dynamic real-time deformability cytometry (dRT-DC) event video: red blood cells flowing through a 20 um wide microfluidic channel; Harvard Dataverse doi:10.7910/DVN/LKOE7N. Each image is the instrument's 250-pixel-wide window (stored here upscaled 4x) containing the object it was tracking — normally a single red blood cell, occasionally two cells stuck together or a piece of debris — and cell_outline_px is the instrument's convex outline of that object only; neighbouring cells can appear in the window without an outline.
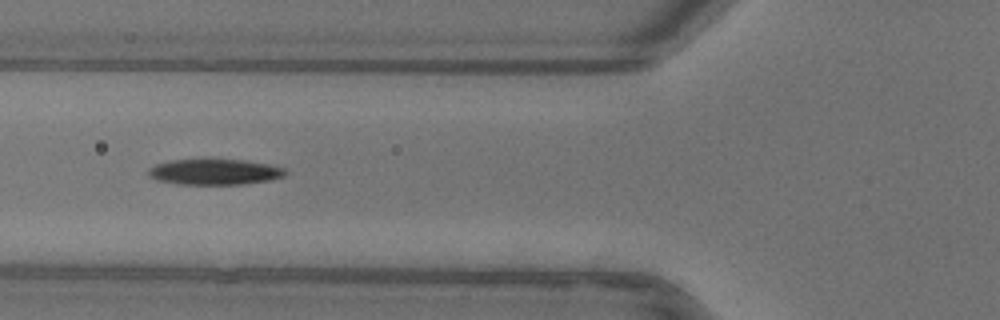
{"species": "common noctule bat (a hibernating species)", "species_latin": "Nyctalus noctula", "temperature_condition": "warm", "stored_images_in_passage": 39, "camera_frame_rate_fps": 3000, "um_per_image_px": 0.085, "animal": {"sex": "female"}, "frame": {"image": 1, "passage_image": 6, "time_ms": 1.667, "image_size_px": [1000, 320], "cell_outline_px": [[288, 172], [284, 176], [272, 180], [244, 184], [176, 184], [156, 180], [148, 176], [148, 168], [156, 164], [172, 160], [244, 160], [268, 164], [284, 168]], "centroid_in_image_um": [18.24, 14.62], "position_along_channel_um": 107.6, "area_um2": 20.52}, "authors_computed_cell_mechanics": {"area_um2": 20.9814, "velocity_mm_per_s": 3.9515, "shape_relaxation_time_tau1_ms": 3.4995, "shape_relaxation_time_tau2_ms": null, "deformation_change_tau1": 0.1509, "deformation_change_tau2": null}}